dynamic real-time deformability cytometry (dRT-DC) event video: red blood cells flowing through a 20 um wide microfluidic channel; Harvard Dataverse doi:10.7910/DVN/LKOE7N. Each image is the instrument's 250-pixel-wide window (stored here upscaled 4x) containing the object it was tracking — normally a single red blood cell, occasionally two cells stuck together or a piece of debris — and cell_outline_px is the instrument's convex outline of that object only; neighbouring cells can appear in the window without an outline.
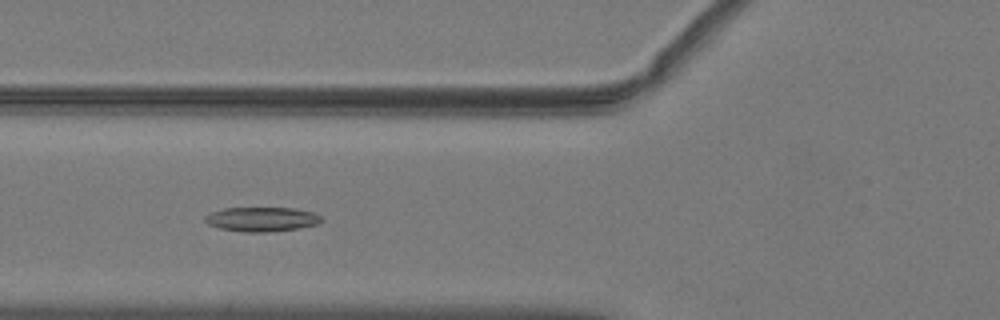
{"species": "common noctule bat (a hibernating species)", "species_latin": "Nyctalus noctula", "temperature_condition": "warm", "stored_images_in_passage": 35, "camera_frame_rate_fps": 3000, "um_per_image_px": 0.085, "animal": {"sex": "male", "body_mass_g": 19.2, "forearm_length_mm": 51.8}, "frame": {"image": 1, "passage_image": 9, "time_ms": 2.667, "image_size_px": [1000, 320], "cell_outline_px": [[324, 220], [320, 224], [296, 228], [268, 232], [244, 232], [220, 228], [208, 224], [204, 220], [204, 216], [212, 212], [224, 208], [296, 208], [312, 212], [320, 216]], "centroid_in_image_um": [22.26, 18.63], "position_along_channel_um": 103.5, "area_um2": 16.53}}
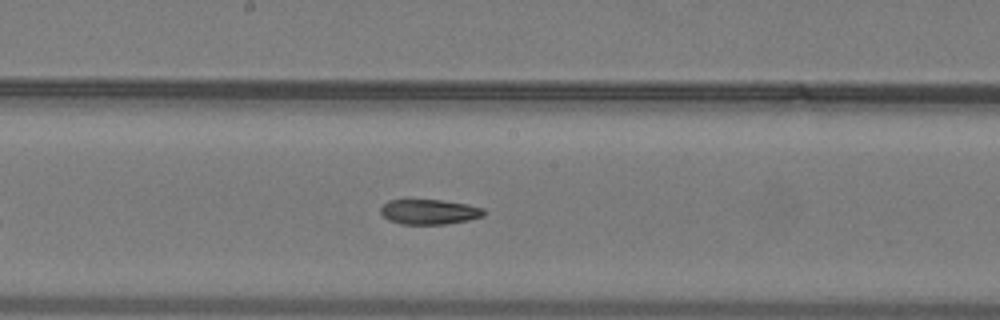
{"frame": {"image": 2, "passage_image": 17, "time_ms": 5.333, "image_size_px": [1000, 320], "cell_outline_px": [[484, 216], [468, 220], [444, 224], [400, 224], [388, 220], [380, 212], [380, 208], [388, 200], [404, 196], [408, 196], [440, 200], [468, 204], [484, 208]], "centroid_in_image_um": [36.4, 17.95], "position_along_channel_um": 211.8, "area_um2": 15.84}}
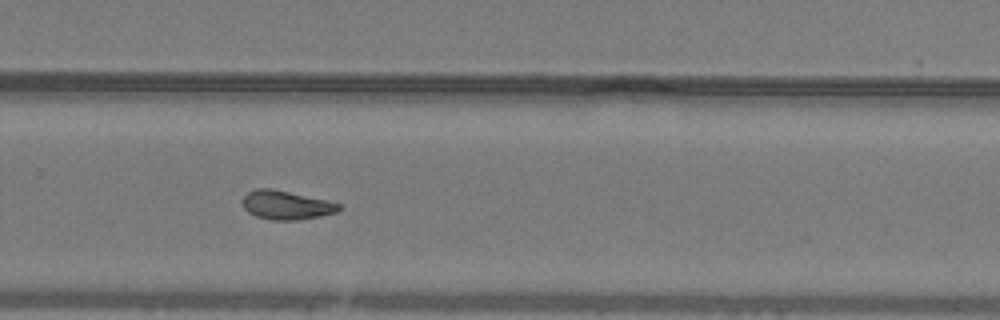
{"frame": {"image": 3, "passage_image": 24, "time_ms": 7.667, "image_size_px": [1000, 320], "cell_outline_px": [[340, 208], [336, 212], [320, 216], [296, 220], [272, 220], [256, 216], [248, 212], [244, 208], [240, 200], [248, 192], [256, 188], [272, 188], [328, 200], [340, 204]], "centroid_in_image_um": [24.29, 17.42], "position_along_channel_um": 305.5, "area_um2": 16.24}, "authors_computed_cell_mechanics": {"area_um2": 16.2418, "velocity_mm_per_s": 4.0383, "shape_relaxation_time_tau1_ms": 8.8405, "shape_relaxation_time_tau2_ms": 9.9055, "deformation_change_tau1": 0.194, "deformation_change_tau2": 0.1339}}